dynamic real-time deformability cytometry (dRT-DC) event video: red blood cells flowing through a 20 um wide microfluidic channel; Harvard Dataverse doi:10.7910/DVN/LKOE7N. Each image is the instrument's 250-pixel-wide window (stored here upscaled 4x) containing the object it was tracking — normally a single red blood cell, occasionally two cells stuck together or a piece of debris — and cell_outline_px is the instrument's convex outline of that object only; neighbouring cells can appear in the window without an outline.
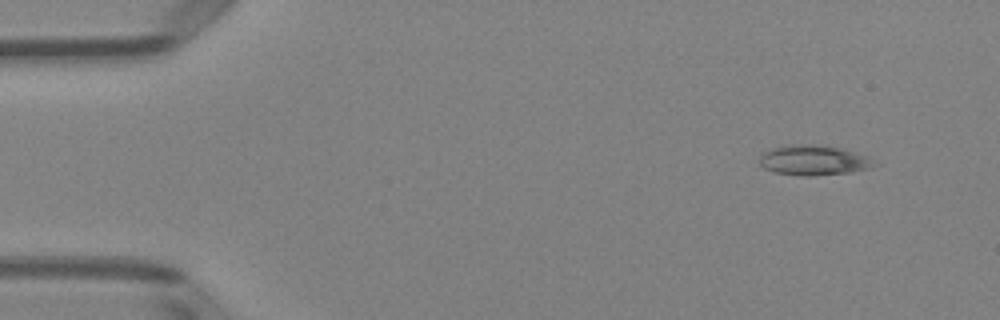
{"species": "Egyptian fruit bat (a non-hibernating species)", "species_latin": "Rousettus aegyptiacus", "temperature_condition": "room temperature", "stored_images_in_passage": 47, "camera_frame_rate_fps": 3000, "um_per_image_px": 0.085, "animal": {"sex": "female"}, "frame": {"image": 1, "passage_image": 1, "time_ms": 0.0, "image_size_px": [1000, 320], "cell_outline_px": [[880, 164], [872, 168], [852, 172], [808, 176], [804, 176], [776, 172], [764, 168], [760, 164], [760, 156], [764, 152], [772, 148], [792, 144], [816, 144], [840, 148], [868, 156]], "centroid_in_image_um": [69.21, 13.62], "position_along_channel_um": 15.8, "area_um2": 20.17}}
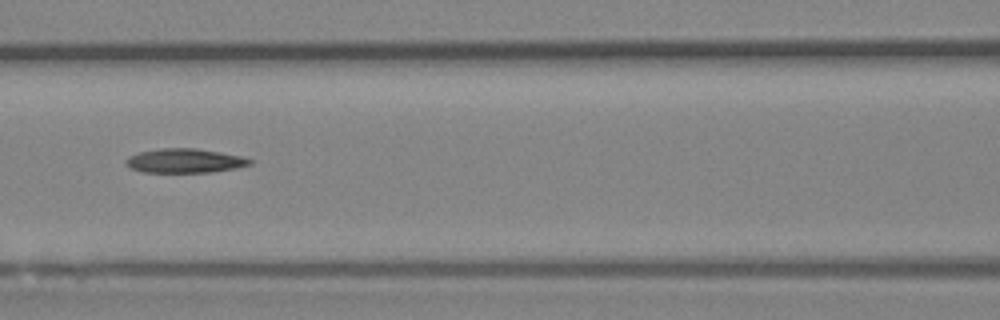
{"frame": {"image": 2, "passage_image": 19, "time_ms": 6.0, "image_size_px": [1000, 320], "cell_outline_px": [[256, 160], [252, 164], [236, 168], [212, 172], [144, 172], [132, 168], [124, 164], [124, 160], [128, 156], [140, 152], [160, 148], [196, 148], [244, 156]], "centroid_in_image_um": [15.75, 13.66], "position_along_channel_um": 150.9, "area_um2": 17.69}}
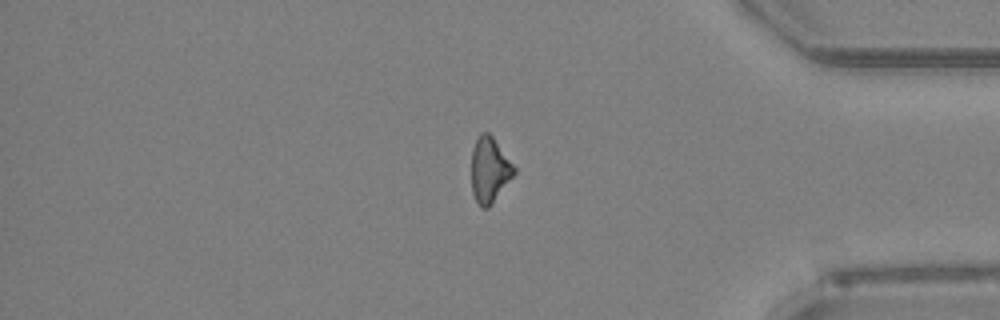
{"frame": {"image": 3, "passage_image": 39, "time_ms": 12.667, "image_size_px": [1000, 320], "cell_outline_px": [[516, 172], [488, 208], [480, 208], [472, 192], [472, 148], [480, 132], [488, 132], [492, 136], [516, 168]], "centroid_in_image_um": [41.6, 14.43], "position_along_channel_um": 393.6, "area_um2": 16.07}}